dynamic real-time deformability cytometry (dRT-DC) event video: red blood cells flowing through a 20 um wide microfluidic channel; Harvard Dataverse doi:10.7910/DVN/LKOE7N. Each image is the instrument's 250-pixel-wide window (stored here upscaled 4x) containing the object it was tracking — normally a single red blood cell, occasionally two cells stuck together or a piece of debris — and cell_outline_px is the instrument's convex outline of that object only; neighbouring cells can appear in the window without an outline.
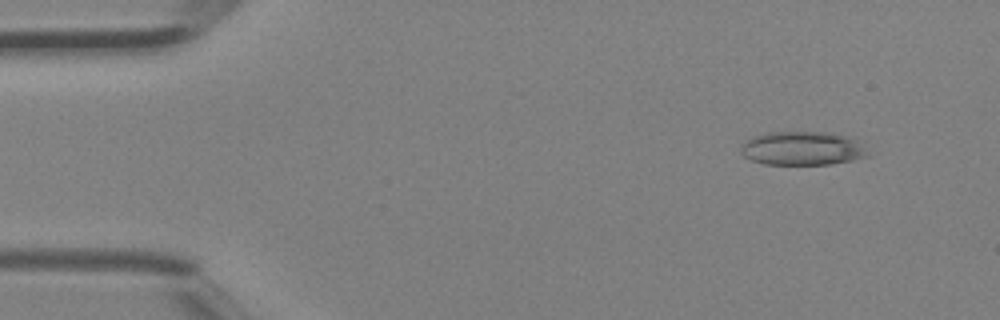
{"species": "Egyptian fruit bat (a non-hibernating species)", "species_latin": "Rousettus aegyptiacus", "temperature_condition": "room temperature", "stored_images_in_passage": 39, "camera_frame_rate_fps": 3000, "um_per_image_px": 0.085, "animal": {"sex": "female"}, "frame": {"image": 1, "passage_image": 2, "time_ms": 0.333, "image_size_px": [1000, 320], "cell_outline_px": [[868, 156], [852, 160], [832, 164], [764, 164], [752, 160], [744, 156], [740, 152], [740, 148], [752, 136], [764, 132], [832, 132], [856, 140]], "centroid_in_image_um": [68.14, 12.61], "position_along_channel_um": 16.9, "area_um2": 24.68}}
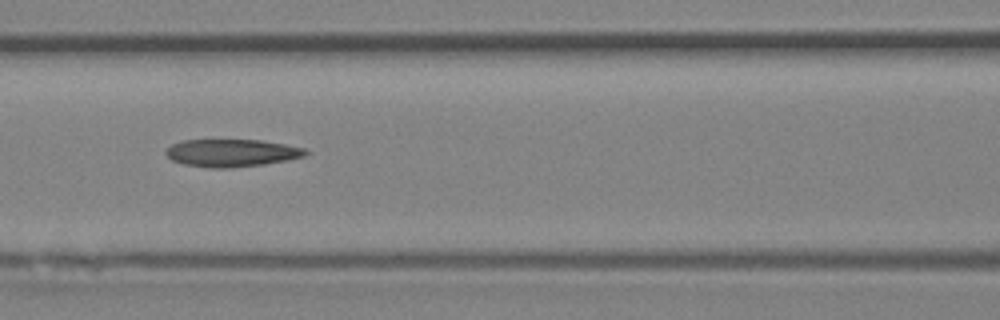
{"frame": {"image": 2, "passage_image": 16, "time_ms": 5.0, "image_size_px": [1000, 320], "cell_outline_px": [[308, 156], [288, 160], [264, 164], [228, 168], [212, 168], [184, 164], [172, 160], [164, 152], [172, 144], [184, 140], [260, 140], [284, 144], [304, 148], [308, 152]], "centroid_in_image_um": [19.72, 13.0], "position_along_channel_um": 146.9, "area_um2": 22.37}}
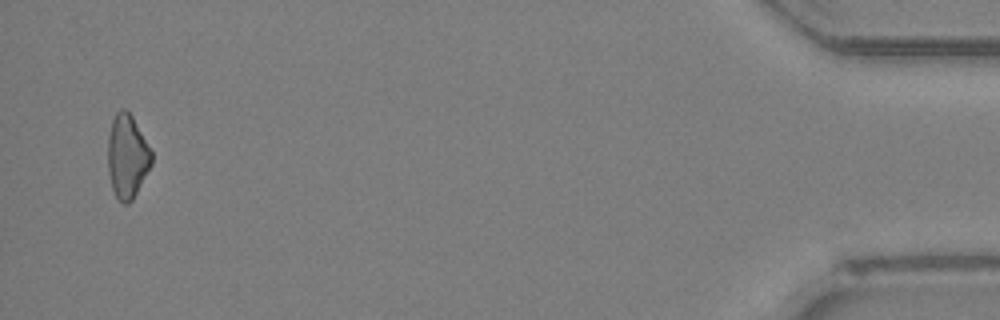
{"frame": {"image": 3, "passage_image": 38, "time_ms": 12.333, "image_size_px": [1000, 320], "cell_outline_px": [[152, 164], [132, 200], [128, 204], [124, 204], [116, 196], [112, 188], [108, 172], [108, 136], [112, 120], [116, 112], [120, 108], [128, 108], [152, 152]], "centroid_in_image_um": [10.8, 13.26], "position_along_channel_um": 424.4, "area_um2": 21.33}}